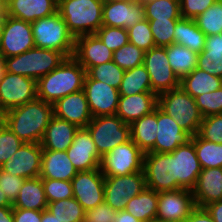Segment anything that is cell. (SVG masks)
<instances>
[{"label":"cell","instance_id":"cell-1","mask_svg":"<svg viewBox=\"0 0 222 222\" xmlns=\"http://www.w3.org/2000/svg\"><path fill=\"white\" fill-rule=\"evenodd\" d=\"M53 115V105L36 98L3 113V123L24 143H40Z\"/></svg>","mask_w":222,"mask_h":222},{"label":"cell","instance_id":"cell-2","mask_svg":"<svg viewBox=\"0 0 222 222\" xmlns=\"http://www.w3.org/2000/svg\"><path fill=\"white\" fill-rule=\"evenodd\" d=\"M86 70L73 58L65 61L37 81V98L54 104L64 96L83 90Z\"/></svg>","mask_w":222,"mask_h":222},{"label":"cell","instance_id":"cell-3","mask_svg":"<svg viewBox=\"0 0 222 222\" xmlns=\"http://www.w3.org/2000/svg\"><path fill=\"white\" fill-rule=\"evenodd\" d=\"M103 0H59L57 11L74 38L95 34L102 26Z\"/></svg>","mask_w":222,"mask_h":222},{"label":"cell","instance_id":"cell-4","mask_svg":"<svg viewBox=\"0 0 222 222\" xmlns=\"http://www.w3.org/2000/svg\"><path fill=\"white\" fill-rule=\"evenodd\" d=\"M66 58L67 56L60 51L34 47L20 55L4 58V65L9 73L38 81L62 64Z\"/></svg>","mask_w":222,"mask_h":222},{"label":"cell","instance_id":"cell-5","mask_svg":"<svg viewBox=\"0 0 222 222\" xmlns=\"http://www.w3.org/2000/svg\"><path fill=\"white\" fill-rule=\"evenodd\" d=\"M158 107L191 136L198 133L203 116L195 99L180 86L158 95Z\"/></svg>","mask_w":222,"mask_h":222},{"label":"cell","instance_id":"cell-6","mask_svg":"<svg viewBox=\"0 0 222 222\" xmlns=\"http://www.w3.org/2000/svg\"><path fill=\"white\" fill-rule=\"evenodd\" d=\"M35 47L60 51L67 57L74 53L75 38L57 11L31 23Z\"/></svg>","mask_w":222,"mask_h":222},{"label":"cell","instance_id":"cell-7","mask_svg":"<svg viewBox=\"0 0 222 222\" xmlns=\"http://www.w3.org/2000/svg\"><path fill=\"white\" fill-rule=\"evenodd\" d=\"M86 128L101 157L131 139L130 124L124 123L117 115L93 117Z\"/></svg>","mask_w":222,"mask_h":222},{"label":"cell","instance_id":"cell-8","mask_svg":"<svg viewBox=\"0 0 222 222\" xmlns=\"http://www.w3.org/2000/svg\"><path fill=\"white\" fill-rule=\"evenodd\" d=\"M144 153L130 139L106 153L100 162L104 176H124L143 171Z\"/></svg>","mask_w":222,"mask_h":222},{"label":"cell","instance_id":"cell-9","mask_svg":"<svg viewBox=\"0 0 222 222\" xmlns=\"http://www.w3.org/2000/svg\"><path fill=\"white\" fill-rule=\"evenodd\" d=\"M146 188L144 171L124 176H105L104 202L119 212Z\"/></svg>","mask_w":222,"mask_h":222},{"label":"cell","instance_id":"cell-10","mask_svg":"<svg viewBox=\"0 0 222 222\" xmlns=\"http://www.w3.org/2000/svg\"><path fill=\"white\" fill-rule=\"evenodd\" d=\"M143 171L146 187L156 192L176 190L174 154L148 152L144 155Z\"/></svg>","mask_w":222,"mask_h":222},{"label":"cell","instance_id":"cell-11","mask_svg":"<svg viewBox=\"0 0 222 222\" xmlns=\"http://www.w3.org/2000/svg\"><path fill=\"white\" fill-rule=\"evenodd\" d=\"M37 98V81L5 71L0 80V113Z\"/></svg>","mask_w":222,"mask_h":222},{"label":"cell","instance_id":"cell-12","mask_svg":"<svg viewBox=\"0 0 222 222\" xmlns=\"http://www.w3.org/2000/svg\"><path fill=\"white\" fill-rule=\"evenodd\" d=\"M34 47L31 23L4 14L0 37L3 59L20 55Z\"/></svg>","mask_w":222,"mask_h":222},{"label":"cell","instance_id":"cell-13","mask_svg":"<svg viewBox=\"0 0 222 222\" xmlns=\"http://www.w3.org/2000/svg\"><path fill=\"white\" fill-rule=\"evenodd\" d=\"M143 65L150 76L152 92L157 96L180 86V80L169 65L166 47L145 52Z\"/></svg>","mask_w":222,"mask_h":222},{"label":"cell","instance_id":"cell-14","mask_svg":"<svg viewBox=\"0 0 222 222\" xmlns=\"http://www.w3.org/2000/svg\"><path fill=\"white\" fill-rule=\"evenodd\" d=\"M196 208L192 191L177 189L158 193L156 220L163 222H184Z\"/></svg>","mask_w":222,"mask_h":222},{"label":"cell","instance_id":"cell-15","mask_svg":"<svg viewBox=\"0 0 222 222\" xmlns=\"http://www.w3.org/2000/svg\"><path fill=\"white\" fill-rule=\"evenodd\" d=\"M71 183L73 197L85 211L104 203L105 176L100 169L78 171Z\"/></svg>","mask_w":222,"mask_h":222},{"label":"cell","instance_id":"cell-16","mask_svg":"<svg viewBox=\"0 0 222 222\" xmlns=\"http://www.w3.org/2000/svg\"><path fill=\"white\" fill-rule=\"evenodd\" d=\"M42 150L40 143H23L0 169L24 179L40 177Z\"/></svg>","mask_w":222,"mask_h":222},{"label":"cell","instance_id":"cell-17","mask_svg":"<svg viewBox=\"0 0 222 222\" xmlns=\"http://www.w3.org/2000/svg\"><path fill=\"white\" fill-rule=\"evenodd\" d=\"M83 91L93 117L116 115L120 96L118 89L101 81L85 78Z\"/></svg>","mask_w":222,"mask_h":222},{"label":"cell","instance_id":"cell-18","mask_svg":"<svg viewBox=\"0 0 222 222\" xmlns=\"http://www.w3.org/2000/svg\"><path fill=\"white\" fill-rule=\"evenodd\" d=\"M172 153L174 154L176 190H192L202 171L193 141L190 140L186 144L180 145Z\"/></svg>","mask_w":222,"mask_h":222},{"label":"cell","instance_id":"cell-19","mask_svg":"<svg viewBox=\"0 0 222 222\" xmlns=\"http://www.w3.org/2000/svg\"><path fill=\"white\" fill-rule=\"evenodd\" d=\"M72 165L78 171L100 169L102 157L98 154L95 143L87 128H79L72 145L66 150Z\"/></svg>","mask_w":222,"mask_h":222},{"label":"cell","instance_id":"cell-20","mask_svg":"<svg viewBox=\"0 0 222 222\" xmlns=\"http://www.w3.org/2000/svg\"><path fill=\"white\" fill-rule=\"evenodd\" d=\"M145 19L142 0L134 2L104 1L102 20L103 26L128 28Z\"/></svg>","mask_w":222,"mask_h":222},{"label":"cell","instance_id":"cell-21","mask_svg":"<svg viewBox=\"0 0 222 222\" xmlns=\"http://www.w3.org/2000/svg\"><path fill=\"white\" fill-rule=\"evenodd\" d=\"M157 136L154 152L170 153L180 145L191 140V135L184 131L178 123L157 106Z\"/></svg>","mask_w":222,"mask_h":222},{"label":"cell","instance_id":"cell-22","mask_svg":"<svg viewBox=\"0 0 222 222\" xmlns=\"http://www.w3.org/2000/svg\"><path fill=\"white\" fill-rule=\"evenodd\" d=\"M86 71L113 60V52L108 49L96 34L75 38L72 56Z\"/></svg>","mask_w":222,"mask_h":222},{"label":"cell","instance_id":"cell-23","mask_svg":"<svg viewBox=\"0 0 222 222\" xmlns=\"http://www.w3.org/2000/svg\"><path fill=\"white\" fill-rule=\"evenodd\" d=\"M54 116L64 119L78 128H86L93 118L83 90L64 96L53 104Z\"/></svg>","mask_w":222,"mask_h":222},{"label":"cell","instance_id":"cell-24","mask_svg":"<svg viewBox=\"0 0 222 222\" xmlns=\"http://www.w3.org/2000/svg\"><path fill=\"white\" fill-rule=\"evenodd\" d=\"M57 6L56 0H4V14L32 23L56 13Z\"/></svg>","mask_w":222,"mask_h":222},{"label":"cell","instance_id":"cell-25","mask_svg":"<svg viewBox=\"0 0 222 222\" xmlns=\"http://www.w3.org/2000/svg\"><path fill=\"white\" fill-rule=\"evenodd\" d=\"M191 191L196 207L199 208L222 200V168L202 169Z\"/></svg>","mask_w":222,"mask_h":222},{"label":"cell","instance_id":"cell-26","mask_svg":"<svg viewBox=\"0 0 222 222\" xmlns=\"http://www.w3.org/2000/svg\"><path fill=\"white\" fill-rule=\"evenodd\" d=\"M158 106L155 93H139L131 96H119L116 115L127 124L151 113Z\"/></svg>","mask_w":222,"mask_h":222},{"label":"cell","instance_id":"cell-27","mask_svg":"<svg viewBox=\"0 0 222 222\" xmlns=\"http://www.w3.org/2000/svg\"><path fill=\"white\" fill-rule=\"evenodd\" d=\"M78 129L76 125L53 115L40 145L43 150L66 151L72 145Z\"/></svg>","mask_w":222,"mask_h":222},{"label":"cell","instance_id":"cell-28","mask_svg":"<svg viewBox=\"0 0 222 222\" xmlns=\"http://www.w3.org/2000/svg\"><path fill=\"white\" fill-rule=\"evenodd\" d=\"M77 173L66 151L42 150L41 178L71 181Z\"/></svg>","mask_w":222,"mask_h":222},{"label":"cell","instance_id":"cell-29","mask_svg":"<svg viewBox=\"0 0 222 222\" xmlns=\"http://www.w3.org/2000/svg\"><path fill=\"white\" fill-rule=\"evenodd\" d=\"M157 126V107L130 124L131 140L144 154L154 152Z\"/></svg>","mask_w":222,"mask_h":222},{"label":"cell","instance_id":"cell-30","mask_svg":"<svg viewBox=\"0 0 222 222\" xmlns=\"http://www.w3.org/2000/svg\"><path fill=\"white\" fill-rule=\"evenodd\" d=\"M47 205L42 178L36 177L24 180L12 207L44 211Z\"/></svg>","mask_w":222,"mask_h":222},{"label":"cell","instance_id":"cell-31","mask_svg":"<svg viewBox=\"0 0 222 222\" xmlns=\"http://www.w3.org/2000/svg\"><path fill=\"white\" fill-rule=\"evenodd\" d=\"M157 206L158 192L146 187L137 196L128 200L124 210L141 222H152L156 220Z\"/></svg>","mask_w":222,"mask_h":222},{"label":"cell","instance_id":"cell-32","mask_svg":"<svg viewBox=\"0 0 222 222\" xmlns=\"http://www.w3.org/2000/svg\"><path fill=\"white\" fill-rule=\"evenodd\" d=\"M206 35L198 28L193 19L180 18L174 28V43L189 48L197 54L205 47Z\"/></svg>","mask_w":222,"mask_h":222},{"label":"cell","instance_id":"cell-33","mask_svg":"<svg viewBox=\"0 0 222 222\" xmlns=\"http://www.w3.org/2000/svg\"><path fill=\"white\" fill-rule=\"evenodd\" d=\"M180 87L194 99L222 87V78L211 75L197 67L180 80Z\"/></svg>","mask_w":222,"mask_h":222},{"label":"cell","instance_id":"cell-34","mask_svg":"<svg viewBox=\"0 0 222 222\" xmlns=\"http://www.w3.org/2000/svg\"><path fill=\"white\" fill-rule=\"evenodd\" d=\"M166 54L169 65L179 80L188 76L197 67L198 54L185 46L173 43L166 47Z\"/></svg>","mask_w":222,"mask_h":222},{"label":"cell","instance_id":"cell-35","mask_svg":"<svg viewBox=\"0 0 222 222\" xmlns=\"http://www.w3.org/2000/svg\"><path fill=\"white\" fill-rule=\"evenodd\" d=\"M120 96H131L139 93H153L150 76L142 64L124 72L122 82L118 88Z\"/></svg>","mask_w":222,"mask_h":222},{"label":"cell","instance_id":"cell-36","mask_svg":"<svg viewBox=\"0 0 222 222\" xmlns=\"http://www.w3.org/2000/svg\"><path fill=\"white\" fill-rule=\"evenodd\" d=\"M197 158L202 169L222 168V144L200 138L197 134L191 137Z\"/></svg>","mask_w":222,"mask_h":222},{"label":"cell","instance_id":"cell-37","mask_svg":"<svg viewBox=\"0 0 222 222\" xmlns=\"http://www.w3.org/2000/svg\"><path fill=\"white\" fill-rule=\"evenodd\" d=\"M144 5L145 19L167 20L180 19L179 0H142Z\"/></svg>","mask_w":222,"mask_h":222},{"label":"cell","instance_id":"cell-38","mask_svg":"<svg viewBox=\"0 0 222 222\" xmlns=\"http://www.w3.org/2000/svg\"><path fill=\"white\" fill-rule=\"evenodd\" d=\"M47 210L60 222H83L85 210L73 197L50 202Z\"/></svg>","mask_w":222,"mask_h":222},{"label":"cell","instance_id":"cell-39","mask_svg":"<svg viewBox=\"0 0 222 222\" xmlns=\"http://www.w3.org/2000/svg\"><path fill=\"white\" fill-rule=\"evenodd\" d=\"M194 21L206 36L222 34V0H217Z\"/></svg>","mask_w":222,"mask_h":222},{"label":"cell","instance_id":"cell-40","mask_svg":"<svg viewBox=\"0 0 222 222\" xmlns=\"http://www.w3.org/2000/svg\"><path fill=\"white\" fill-rule=\"evenodd\" d=\"M124 70L118 67L113 60L90 67L86 71L85 78H92L93 80H98L107 85L118 89L123 79Z\"/></svg>","mask_w":222,"mask_h":222},{"label":"cell","instance_id":"cell-41","mask_svg":"<svg viewBox=\"0 0 222 222\" xmlns=\"http://www.w3.org/2000/svg\"><path fill=\"white\" fill-rule=\"evenodd\" d=\"M145 52L128 42L113 52V62L124 71L131 70L143 64Z\"/></svg>","mask_w":222,"mask_h":222},{"label":"cell","instance_id":"cell-42","mask_svg":"<svg viewBox=\"0 0 222 222\" xmlns=\"http://www.w3.org/2000/svg\"><path fill=\"white\" fill-rule=\"evenodd\" d=\"M128 39L131 44L139 47L144 52L155 47L149 21L144 19L133 26L127 28Z\"/></svg>","mask_w":222,"mask_h":222},{"label":"cell","instance_id":"cell-43","mask_svg":"<svg viewBox=\"0 0 222 222\" xmlns=\"http://www.w3.org/2000/svg\"><path fill=\"white\" fill-rule=\"evenodd\" d=\"M178 19L148 20L157 47H168L174 43V28Z\"/></svg>","mask_w":222,"mask_h":222},{"label":"cell","instance_id":"cell-44","mask_svg":"<svg viewBox=\"0 0 222 222\" xmlns=\"http://www.w3.org/2000/svg\"><path fill=\"white\" fill-rule=\"evenodd\" d=\"M95 34L112 52L120 49L129 42L126 28L102 26Z\"/></svg>","mask_w":222,"mask_h":222},{"label":"cell","instance_id":"cell-45","mask_svg":"<svg viewBox=\"0 0 222 222\" xmlns=\"http://www.w3.org/2000/svg\"><path fill=\"white\" fill-rule=\"evenodd\" d=\"M47 203L73 198L71 181L42 178Z\"/></svg>","mask_w":222,"mask_h":222},{"label":"cell","instance_id":"cell-46","mask_svg":"<svg viewBox=\"0 0 222 222\" xmlns=\"http://www.w3.org/2000/svg\"><path fill=\"white\" fill-rule=\"evenodd\" d=\"M197 135L202 139L222 144V113L204 117Z\"/></svg>","mask_w":222,"mask_h":222},{"label":"cell","instance_id":"cell-47","mask_svg":"<svg viewBox=\"0 0 222 222\" xmlns=\"http://www.w3.org/2000/svg\"><path fill=\"white\" fill-rule=\"evenodd\" d=\"M196 105L204 117L222 113V87L195 98Z\"/></svg>","mask_w":222,"mask_h":222},{"label":"cell","instance_id":"cell-48","mask_svg":"<svg viewBox=\"0 0 222 222\" xmlns=\"http://www.w3.org/2000/svg\"><path fill=\"white\" fill-rule=\"evenodd\" d=\"M20 140L4 123L0 127V166L22 146Z\"/></svg>","mask_w":222,"mask_h":222},{"label":"cell","instance_id":"cell-49","mask_svg":"<svg viewBox=\"0 0 222 222\" xmlns=\"http://www.w3.org/2000/svg\"><path fill=\"white\" fill-rule=\"evenodd\" d=\"M24 178L11 175L0 169V189L5 193L7 199L13 204L17 199L19 190L21 189Z\"/></svg>","mask_w":222,"mask_h":222},{"label":"cell","instance_id":"cell-50","mask_svg":"<svg viewBox=\"0 0 222 222\" xmlns=\"http://www.w3.org/2000/svg\"><path fill=\"white\" fill-rule=\"evenodd\" d=\"M197 68L222 78V53H199Z\"/></svg>","mask_w":222,"mask_h":222},{"label":"cell","instance_id":"cell-51","mask_svg":"<svg viewBox=\"0 0 222 222\" xmlns=\"http://www.w3.org/2000/svg\"><path fill=\"white\" fill-rule=\"evenodd\" d=\"M182 18L195 19L217 0H179Z\"/></svg>","mask_w":222,"mask_h":222},{"label":"cell","instance_id":"cell-52","mask_svg":"<svg viewBox=\"0 0 222 222\" xmlns=\"http://www.w3.org/2000/svg\"><path fill=\"white\" fill-rule=\"evenodd\" d=\"M116 215L117 211L104 202L95 208L86 210L83 222H114Z\"/></svg>","mask_w":222,"mask_h":222},{"label":"cell","instance_id":"cell-53","mask_svg":"<svg viewBox=\"0 0 222 222\" xmlns=\"http://www.w3.org/2000/svg\"><path fill=\"white\" fill-rule=\"evenodd\" d=\"M14 222H41L42 211L13 208Z\"/></svg>","mask_w":222,"mask_h":222},{"label":"cell","instance_id":"cell-54","mask_svg":"<svg viewBox=\"0 0 222 222\" xmlns=\"http://www.w3.org/2000/svg\"><path fill=\"white\" fill-rule=\"evenodd\" d=\"M201 53H222V34L206 36L205 47Z\"/></svg>","mask_w":222,"mask_h":222},{"label":"cell","instance_id":"cell-55","mask_svg":"<svg viewBox=\"0 0 222 222\" xmlns=\"http://www.w3.org/2000/svg\"><path fill=\"white\" fill-rule=\"evenodd\" d=\"M184 222H215L205 208L196 207Z\"/></svg>","mask_w":222,"mask_h":222},{"label":"cell","instance_id":"cell-56","mask_svg":"<svg viewBox=\"0 0 222 222\" xmlns=\"http://www.w3.org/2000/svg\"><path fill=\"white\" fill-rule=\"evenodd\" d=\"M215 222H222V200L215 201L204 207Z\"/></svg>","mask_w":222,"mask_h":222},{"label":"cell","instance_id":"cell-57","mask_svg":"<svg viewBox=\"0 0 222 222\" xmlns=\"http://www.w3.org/2000/svg\"><path fill=\"white\" fill-rule=\"evenodd\" d=\"M0 222H14L13 207H0Z\"/></svg>","mask_w":222,"mask_h":222},{"label":"cell","instance_id":"cell-58","mask_svg":"<svg viewBox=\"0 0 222 222\" xmlns=\"http://www.w3.org/2000/svg\"><path fill=\"white\" fill-rule=\"evenodd\" d=\"M114 222H141L125 210L117 212Z\"/></svg>","mask_w":222,"mask_h":222},{"label":"cell","instance_id":"cell-59","mask_svg":"<svg viewBox=\"0 0 222 222\" xmlns=\"http://www.w3.org/2000/svg\"><path fill=\"white\" fill-rule=\"evenodd\" d=\"M41 222H60L54 215H52L48 210L42 211Z\"/></svg>","mask_w":222,"mask_h":222},{"label":"cell","instance_id":"cell-60","mask_svg":"<svg viewBox=\"0 0 222 222\" xmlns=\"http://www.w3.org/2000/svg\"><path fill=\"white\" fill-rule=\"evenodd\" d=\"M12 206L5 193L0 189V207Z\"/></svg>","mask_w":222,"mask_h":222},{"label":"cell","instance_id":"cell-61","mask_svg":"<svg viewBox=\"0 0 222 222\" xmlns=\"http://www.w3.org/2000/svg\"><path fill=\"white\" fill-rule=\"evenodd\" d=\"M0 70H5L4 59L2 57L1 50H0Z\"/></svg>","mask_w":222,"mask_h":222},{"label":"cell","instance_id":"cell-62","mask_svg":"<svg viewBox=\"0 0 222 222\" xmlns=\"http://www.w3.org/2000/svg\"><path fill=\"white\" fill-rule=\"evenodd\" d=\"M4 12H0V37H1V29L3 25Z\"/></svg>","mask_w":222,"mask_h":222},{"label":"cell","instance_id":"cell-63","mask_svg":"<svg viewBox=\"0 0 222 222\" xmlns=\"http://www.w3.org/2000/svg\"><path fill=\"white\" fill-rule=\"evenodd\" d=\"M103 1H110V2H118V1H121V2H134L136 0H103Z\"/></svg>","mask_w":222,"mask_h":222},{"label":"cell","instance_id":"cell-64","mask_svg":"<svg viewBox=\"0 0 222 222\" xmlns=\"http://www.w3.org/2000/svg\"><path fill=\"white\" fill-rule=\"evenodd\" d=\"M0 12H4V0H0Z\"/></svg>","mask_w":222,"mask_h":222},{"label":"cell","instance_id":"cell-65","mask_svg":"<svg viewBox=\"0 0 222 222\" xmlns=\"http://www.w3.org/2000/svg\"><path fill=\"white\" fill-rule=\"evenodd\" d=\"M2 124H3V114L0 113V127H1Z\"/></svg>","mask_w":222,"mask_h":222},{"label":"cell","instance_id":"cell-66","mask_svg":"<svg viewBox=\"0 0 222 222\" xmlns=\"http://www.w3.org/2000/svg\"><path fill=\"white\" fill-rule=\"evenodd\" d=\"M6 70H0V80L2 79L4 73H5Z\"/></svg>","mask_w":222,"mask_h":222}]
</instances>
